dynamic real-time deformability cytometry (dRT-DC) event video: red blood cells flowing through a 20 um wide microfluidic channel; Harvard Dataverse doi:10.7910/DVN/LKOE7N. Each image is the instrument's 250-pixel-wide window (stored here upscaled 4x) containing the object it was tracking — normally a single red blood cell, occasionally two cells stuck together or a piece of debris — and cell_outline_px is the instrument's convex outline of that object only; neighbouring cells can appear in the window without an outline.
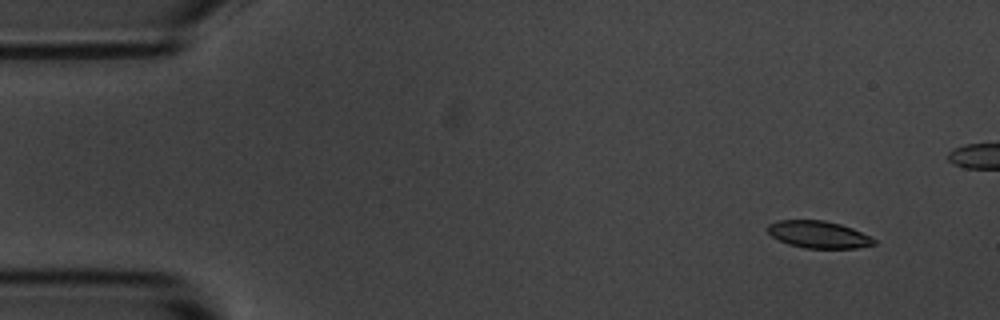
{"species": "common noctule bat (a hibernating species)", "species_latin": "Nyctalus noctula", "temperature_condition": "room temperature", "stored_images_in_passage": 6, "camera_frame_rate_fps": 3000, "um_per_image_px": 0.085, "animal": {"sex": "male", "body_mass_g": 20.1, "forearm_length_mm": 53.5}, "frame": {"image": 1, "passage_image": 2, "time_ms": 1.0, "image_size_px": [1000, 320], "cell_outline_px": [[876, 244], [856, 248], [804, 248], [788, 244], [772, 236], [764, 228], [768, 224], [776, 220], [824, 220], [840, 224], [852, 228], [876, 240]], "centroid_in_image_um": [69.53, 19.93], "position_along_channel_um": 15.5, "area_um2": 16.82}}